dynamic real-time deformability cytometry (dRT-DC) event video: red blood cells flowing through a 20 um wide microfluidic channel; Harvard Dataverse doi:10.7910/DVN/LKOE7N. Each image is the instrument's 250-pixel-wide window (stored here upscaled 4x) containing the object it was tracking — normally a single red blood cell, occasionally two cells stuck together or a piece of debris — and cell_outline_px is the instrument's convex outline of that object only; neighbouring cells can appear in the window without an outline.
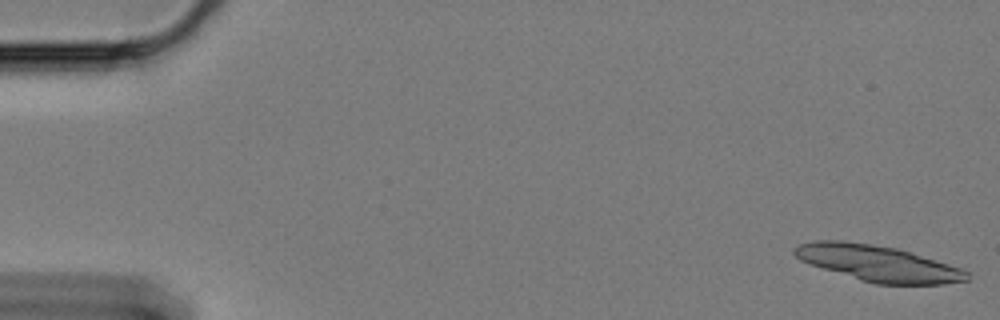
{"species": "Egyptian fruit bat (a non-hibernating species)", "species_latin": "Rousettus aegyptiacus", "temperature_condition": "cold", "stored_images_in_passage": 7, "camera_frame_rate_fps": 3000, "um_per_image_px": 0.085, "animal": {"sex": "female"}, "frame": {"image": 1, "passage_image": 1, "time_ms": 0.0, "image_size_px": [1000, 320], "cell_outline_px": [[968, 280], [940, 284], [876, 284], [824, 268], [800, 260], [792, 252], [800, 244], [812, 240], [844, 240], [872, 244], [896, 248], [948, 264], [960, 268], [968, 272]], "centroid_in_image_um": [74.61, 22.37], "position_along_channel_um": 10.4, "area_um2": 35.37}}